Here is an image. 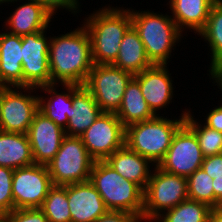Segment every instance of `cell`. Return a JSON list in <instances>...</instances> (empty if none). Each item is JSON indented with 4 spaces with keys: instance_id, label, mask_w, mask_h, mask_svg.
Listing matches in <instances>:
<instances>
[{
    "instance_id": "6da1fadb",
    "label": "cell",
    "mask_w": 222,
    "mask_h": 222,
    "mask_svg": "<svg viewBox=\"0 0 222 222\" xmlns=\"http://www.w3.org/2000/svg\"><path fill=\"white\" fill-rule=\"evenodd\" d=\"M48 58L51 84L85 85L94 65L91 42L85 27L50 38Z\"/></svg>"
},
{
    "instance_id": "7a4b0ae2",
    "label": "cell",
    "mask_w": 222,
    "mask_h": 222,
    "mask_svg": "<svg viewBox=\"0 0 222 222\" xmlns=\"http://www.w3.org/2000/svg\"><path fill=\"white\" fill-rule=\"evenodd\" d=\"M89 15L84 27L91 42L94 64H112L125 32L132 25L130 9L104 7Z\"/></svg>"
},
{
    "instance_id": "3957f363",
    "label": "cell",
    "mask_w": 222,
    "mask_h": 222,
    "mask_svg": "<svg viewBox=\"0 0 222 222\" xmlns=\"http://www.w3.org/2000/svg\"><path fill=\"white\" fill-rule=\"evenodd\" d=\"M183 112L180 119L170 120L156 115L151 120L127 126L125 145L158 166L171 146L174 134L185 122L187 112Z\"/></svg>"
},
{
    "instance_id": "277c9868",
    "label": "cell",
    "mask_w": 222,
    "mask_h": 222,
    "mask_svg": "<svg viewBox=\"0 0 222 222\" xmlns=\"http://www.w3.org/2000/svg\"><path fill=\"white\" fill-rule=\"evenodd\" d=\"M89 181L108 210L126 211L142 221L144 191L136 183L124 179L106 161H95Z\"/></svg>"
},
{
    "instance_id": "5b68a950",
    "label": "cell",
    "mask_w": 222,
    "mask_h": 222,
    "mask_svg": "<svg viewBox=\"0 0 222 222\" xmlns=\"http://www.w3.org/2000/svg\"><path fill=\"white\" fill-rule=\"evenodd\" d=\"M132 25L144 44L147 58L152 64L167 65L175 43L182 31L176 26L171 15L150 11H131Z\"/></svg>"
},
{
    "instance_id": "8992f818",
    "label": "cell",
    "mask_w": 222,
    "mask_h": 222,
    "mask_svg": "<svg viewBox=\"0 0 222 222\" xmlns=\"http://www.w3.org/2000/svg\"><path fill=\"white\" fill-rule=\"evenodd\" d=\"M154 169L143 192L142 220L149 222L188 199L187 177Z\"/></svg>"
},
{
    "instance_id": "52a82bcc",
    "label": "cell",
    "mask_w": 222,
    "mask_h": 222,
    "mask_svg": "<svg viewBox=\"0 0 222 222\" xmlns=\"http://www.w3.org/2000/svg\"><path fill=\"white\" fill-rule=\"evenodd\" d=\"M94 163L80 137L65 136L47 167L52 184L64 186L89 181Z\"/></svg>"
},
{
    "instance_id": "ba28073f",
    "label": "cell",
    "mask_w": 222,
    "mask_h": 222,
    "mask_svg": "<svg viewBox=\"0 0 222 222\" xmlns=\"http://www.w3.org/2000/svg\"><path fill=\"white\" fill-rule=\"evenodd\" d=\"M133 74L112 64H94L85 87L103 112L116 113Z\"/></svg>"
},
{
    "instance_id": "9c48e42d",
    "label": "cell",
    "mask_w": 222,
    "mask_h": 222,
    "mask_svg": "<svg viewBox=\"0 0 222 222\" xmlns=\"http://www.w3.org/2000/svg\"><path fill=\"white\" fill-rule=\"evenodd\" d=\"M18 89L25 93L37 88L0 86V130L26 134L39 111V101L38 96L23 94Z\"/></svg>"
},
{
    "instance_id": "30bf717a",
    "label": "cell",
    "mask_w": 222,
    "mask_h": 222,
    "mask_svg": "<svg viewBox=\"0 0 222 222\" xmlns=\"http://www.w3.org/2000/svg\"><path fill=\"white\" fill-rule=\"evenodd\" d=\"M52 186L47 165L15 169L12 177L14 209L41 208Z\"/></svg>"
},
{
    "instance_id": "8fae6325",
    "label": "cell",
    "mask_w": 222,
    "mask_h": 222,
    "mask_svg": "<svg viewBox=\"0 0 222 222\" xmlns=\"http://www.w3.org/2000/svg\"><path fill=\"white\" fill-rule=\"evenodd\" d=\"M80 138L95 161H105L125 145V127L115 113L103 112Z\"/></svg>"
},
{
    "instance_id": "7c38bea8",
    "label": "cell",
    "mask_w": 222,
    "mask_h": 222,
    "mask_svg": "<svg viewBox=\"0 0 222 222\" xmlns=\"http://www.w3.org/2000/svg\"><path fill=\"white\" fill-rule=\"evenodd\" d=\"M203 160L195 133L183 123L158 167L167 173L188 177L201 168Z\"/></svg>"
},
{
    "instance_id": "4fadbf2b",
    "label": "cell",
    "mask_w": 222,
    "mask_h": 222,
    "mask_svg": "<svg viewBox=\"0 0 222 222\" xmlns=\"http://www.w3.org/2000/svg\"><path fill=\"white\" fill-rule=\"evenodd\" d=\"M23 87H41L51 84L49 42L45 30L21 36Z\"/></svg>"
},
{
    "instance_id": "5bb4252c",
    "label": "cell",
    "mask_w": 222,
    "mask_h": 222,
    "mask_svg": "<svg viewBox=\"0 0 222 222\" xmlns=\"http://www.w3.org/2000/svg\"><path fill=\"white\" fill-rule=\"evenodd\" d=\"M35 164L47 165L57 154L65 130L38 111L27 131Z\"/></svg>"
},
{
    "instance_id": "9a60e30c",
    "label": "cell",
    "mask_w": 222,
    "mask_h": 222,
    "mask_svg": "<svg viewBox=\"0 0 222 222\" xmlns=\"http://www.w3.org/2000/svg\"><path fill=\"white\" fill-rule=\"evenodd\" d=\"M166 65L153 64L134 75L139 82L142 95L155 115L158 110L170 104L173 97V81Z\"/></svg>"
},
{
    "instance_id": "2e32d148",
    "label": "cell",
    "mask_w": 222,
    "mask_h": 222,
    "mask_svg": "<svg viewBox=\"0 0 222 222\" xmlns=\"http://www.w3.org/2000/svg\"><path fill=\"white\" fill-rule=\"evenodd\" d=\"M67 199L71 222H95L108 211L90 181L68 184Z\"/></svg>"
},
{
    "instance_id": "e0dca14e",
    "label": "cell",
    "mask_w": 222,
    "mask_h": 222,
    "mask_svg": "<svg viewBox=\"0 0 222 222\" xmlns=\"http://www.w3.org/2000/svg\"><path fill=\"white\" fill-rule=\"evenodd\" d=\"M103 113L84 85L72 84V106L70 107L65 135L80 137Z\"/></svg>"
},
{
    "instance_id": "ac0fdd59",
    "label": "cell",
    "mask_w": 222,
    "mask_h": 222,
    "mask_svg": "<svg viewBox=\"0 0 222 222\" xmlns=\"http://www.w3.org/2000/svg\"><path fill=\"white\" fill-rule=\"evenodd\" d=\"M54 12L44 3L28 0L19 5L6 21L9 33L23 36L47 29ZM9 27V28H8Z\"/></svg>"
},
{
    "instance_id": "d6986e66",
    "label": "cell",
    "mask_w": 222,
    "mask_h": 222,
    "mask_svg": "<svg viewBox=\"0 0 222 222\" xmlns=\"http://www.w3.org/2000/svg\"><path fill=\"white\" fill-rule=\"evenodd\" d=\"M21 36L0 33V86L23 87Z\"/></svg>"
},
{
    "instance_id": "ffe728a7",
    "label": "cell",
    "mask_w": 222,
    "mask_h": 222,
    "mask_svg": "<svg viewBox=\"0 0 222 222\" xmlns=\"http://www.w3.org/2000/svg\"><path fill=\"white\" fill-rule=\"evenodd\" d=\"M105 161L124 179L136 183L144 191L151 174V170H149L151 162L147 158L124 145Z\"/></svg>"
},
{
    "instance_id": "44dd1931",
    "label": "cell",
    "mask_w": 222,
    "mask_h": 222,
    "mask_svg": "<svg viewBox=\"0 0 222 222\" xmlns=\"http://www.w3.org/2000/svg\"><path fill=\"white\" fill-rule=\"evenodd\" d=\"M112 65L133 75L153 65L147 58L144 44L133 25L125 32L119 47L118 56Z\"/></svg>"
},
{
    "instance_id": "7402d4cb",
    "label": "cell",
    "mask_w": 222,
    "mask_h": 222,
    "mask_svg": "<svg viewBox=\"0 0 222 222\" xmlns=\"http://www.w3.org/2000/svg\"><path fill=\"white\" fill-rule=\"evenodd\" d=\"M35 164L27 134L0 130V166L13 170Z\"/></svg>"
},
{
    "instance_id": "603a6c76",
    "label": "cell",
    "mask_w": 222,
    "mask_h": 222,
    "mask_svg": "<svg viewBox=\"0 0 222 222\" xmlns=\"http://www.w3.org/2000/svg\"><path fill=\"white\" fill-rule=\"evenodd\" d=\"M172 19L183 31L187 27L199 33L206 25L214 0H170Z\"/></svg>"
},
{
    "instance_id": "cb8c5ba5",
    "label": "cell",
    "mask_w": 222,
    "mask_h": 222,
    "mask_svg": "<svg viewBox=\"0 0 222 222\" xmlns=\"http://www.w3.org/2000/svg\"><path fill=\"white\" fill-rule=\"evenodd\" d=\"M123 126L153 119L156 115L148 107L139 82L133 77L128 83L120 108L115 113Z\"/></svg>"
},
{
    "instance_id": "d4e9b609",
    "label": "cell",
    "mask_w": 222,
    "mask_h": 222,
    "mask_svg": "<svg viewBox=\"0 0 222 222\" xmlns=\"http://www.w3.org/2000/svg\"><path fill=\"white\" fill-rule=\"evenodd\" d=\"M55 84L38 87L40 90L48 93L50 98L43 99L44 96H38L39 111L47 118L51 119L55 124L65 129L68 124V117L70 107L72 106V84H63L67 93H57L54 89ZM47 100V102L45 101ZM46 102V103H45Z\"/></svg>"
},
{
    "instance_id": "484cf974",
    "label": "cell",
    "mask_w": 222,
    "mask_h": 222,
    "mask_svg": "<svg viewBox=\"0 0 222 222\" xmlns=\"http://www.w3.org/2000/svg\"><path fill=\"white\" fill-rule=\"evenodd\" d=\"M202 36L211 50V76L222 68V6L213 4L205 27L197 33Z\"/></svg>"
},
{
    "instance_id": "4316f807",
    "label": "cell",
    "mask_w": 222,
    "mask_h": 222,
    "mask_svg": "<svg viewBox=\"0 0 222 222\" xmlns=\"http://www.w3.org/2000/svg\"><path fill=\"white\" fill-rule=\"evenodd\" d=\"M212 208L199 201L187 199L158 216L157 222H209Z\"/></svg>"
},
{
    "instance_id": "83f0119b",
    "label": "cell",
    "mask_w": 222,
    "mask_h": 222,
    "mask_svg": "<svg viewBox=\"0 0 222 222\" xmlns=\"http://www.w3.org/2000/svg\"><path fill=\"white\" fill-rule=\"evenodd\" d=\"M188 199L207 204L212 209L222 207L214 197L213 178L201 167L187 177Z\"/></svg>"
},
{
    "instance_id": "f1b7e54d",
    "label": "cell",
    "mask_w": 222,
    "mask_h": 222,
    "mask_svg": "<svg viewBox=\"0 0 222 222\" xmlns=\"http://www.w3.org/2000/svg\"><path fill=\"white\" fill-rule=\"evenodd\" d=\"M49 222H71L67 185H53L40 208Z\"/></svg>"
},
{
    "instance_id": "f546056e",
    "label": "cell",
    "mask_w": 222,
    "mask_h": 222,
    "mask_svg": "<svg viewBox=\"0 0 222 222\" xmlns=\"http://www.w3.org/2000/svg\"><path fill=\"white\" fill-rule=\"evenodd\" d=\"M184 123L195 133L204 157L222 153V132L209 128L205 124L202 126L194 120L190 111H187Z\"/></svg>"
},
{
    "instance_id": "4dcf8cb0",
    "label": "cell",
    "mask_w": 222,
    "mask_h": 222,
    "mask_svg": "<svg viewBox=\"0 0 222 222\" xmlns=\"http://www.w3.org/2000/svg\"><path fill=\"white\" fill-rule=\"evenodd\" d=\"M14 170L0 166V215L5 216L14 210L12 177Z\"/></svg>"
},
{
    "instance_id": "1f68e13d",
    "label": "cell",
    "mask_w": 222,
    "mask_h": 222,
    "mask_svg": "<svg viewBox=\"0 0 222 222\" xmlns=\"http://www.w3.org/2000/svg\"><path fill=\"white\" fill-rule=\"evenodd\" d=\"M4 217L6 222H49L40 208L14 209Z\"/></svg>"
},
{
    "instance_id": "d6a6232c",
    "label": "cell",
    "mask_w": 222,
    "mask_h": 222,
    "mask_svg": "<svg viewBox=\"0 0 222 222\" xmlns=\"http://www.w3.org/2000/svg\"><path fill=\"white\" fill-rule=\"evenodd\" d=\"M201 167L213 179L220 177L222 175V153L204 157Z\"/></svg>"
},
{
    "instance_id": "836d02e7",
    "label": "cell",
    "mask_w": 222,
    "mask_h": 222,
    "mask_svg": "<svg viewBox=\"0 0 222 222\" xmlns=\"http://www.w3.org/2000/svg\"><path fill=\"white\" fill-rule=\"evenodd\" d=\"M139 220L140 219L136 215L126 211L108 210L95 222H139Z\"/></svg>"
},
{
    "instance_id": "e575fe53",
    "label": "cell",
    "mask_w": 222,
    "mask_h": 222,
    "mask_svg": "<svg viewBox=\"0 0 222 222\" xmlns=\"http://www.w3.org/2000/svg\"><path fill=\"white\" fill-rule=\"evenodd\" d=\"M206 123H204L209 128L215 129L216 131L222 132V105L215 107L207 115Z\"/></svg>"
},
{
    "instance_id": "d590c367",
    "label": "cell",
    "mask_w": 222,
    "mask_h": 222,
    "mask_svg": "<svg viewBox=\"0 0 222 222\" xmlns=\"http://www.w3.org/2000/svg\"><path fill=\"white\" fill-rule=\"evenodd\" d=\"M79 0H48V7L56 13L55 10L58 8H66L69 11H73L74 13L77 12L79 8Z\"/></svg>"
},
{
    "instance_id": "8d00e7d4",
    "label": "cell",
    "mask_w": 222,
    "mask_h": 222,
    "mask_svg": "<svg viewBox=\"0 0 222 222\" xmlns=\"http://www.w3.org/2000/svg\"><path fill=\"white\" fill-rule=\"evenodd\" d=\"M214 197L222 204V175L213 179Z\"/></svg>"
},
{
    "instance_id": "74e56055",
    "label": "cell",
    "mask_w": 222,
    "mask_h": 222,
    "mask_svg": "<svg viewBox=\"0 0 222 222\" xmlns=\"http://www.w3.org/2000/svg\"><path fill=\"white\" fill-rule=\"evenodd\" d=\"M209 222H222V207L211 210Z\"/></svg>"
},
{
    "instance_id": "f35d334b",
    "label": "cell",
    "mask_w": 222,
    "mask_h": 222,
    "mask_svg": "<svg viewBox=\"0 0 222 222\" xmlns=\"http://www.w3.org/2000/svg\"><path fill=\"white\" fill-rule=\"evenodd\" d=\"M214 82H216L219 85V89L222 91V68H220L217 72H215L212 77Z\"/></svg>"
},
{
    "instance_id": "ab89813d",
    "label": "cell",
    "mask_w": 222,
    "mask_h": 222,
    "mask_svg": "<svg viewBox=\"0 0 222 222\" xmlns=\"http://www.w3.org/2000/svg\"><path fill=\"white\" fill-rule=\"evenodd\" d=\"M14 1H17V0H3L2 1V3H8V2H14ZM32 1H39V2H42V3H44L45 5H47L48 6V0H32Z\"/></svg>"
},
{
    "instance_id": "60d3db41",
    "label": "cell",
    "mask_w": 222,
    "mask_h": 222,
    "mask_svg": "<svg viewBox=\"0 0 222 222\" xmlns=\"http://www.w3.org/2000/svg\"><path fill=\"white\" fill-rule=\"evenodd\" d=\"M214 3L219 6H222V0H214Z\"/></svg>"
},
{
    "instance_id": "b9f144b4",
    "label": "cell",
    "mask_w": 222,
    "mask_h": 222,
    "mask_svg": "<svg viewBox=\"0 0 222 222\" xmlns=\"http://www.w3.org/2000/svg\"><path fill=\"white\" fill-rule=\"evenodd\" d=\"M0 222H6L5 217L3 215H0Z\"/></svg>"
}]
</instances>
